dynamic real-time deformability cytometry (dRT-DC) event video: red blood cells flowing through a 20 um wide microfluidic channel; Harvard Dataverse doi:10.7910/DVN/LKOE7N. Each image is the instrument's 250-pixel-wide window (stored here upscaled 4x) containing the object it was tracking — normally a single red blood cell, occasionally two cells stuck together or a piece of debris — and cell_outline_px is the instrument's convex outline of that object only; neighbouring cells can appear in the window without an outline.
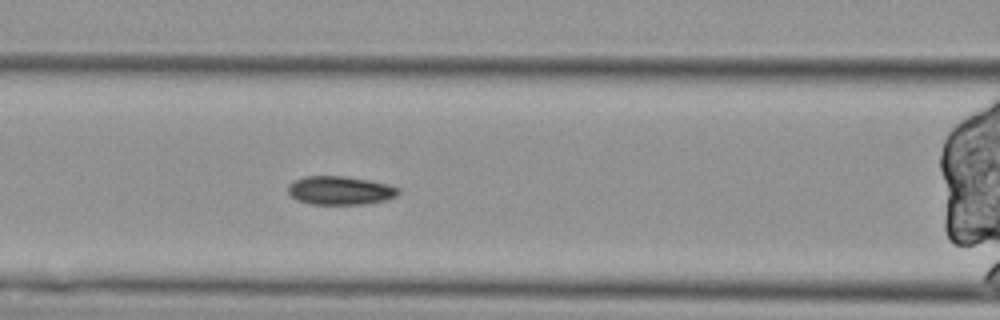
{"species": "Egyptian fruit bat (a non-hibernating species)", "species_latin": "Rousettus aegyptiacus", "temperature_condition": "cold", "stored_images_in_passage": 47, "segment_of_instrument_passage": [3, 3], "camera_frame_rate_fps": 3000, "um_per_image_px": 0.085, "animal": {"sex": "female"}, "frame": {"image": 1, "passage_image": 12, "time_ms": 3.667, "image_size_px": [1000, 320], "cell_outline_px": [[400, 192], [396, 196], [388, 200], [364, 204], [308, 204], [296, 200], [288, 192], [288, 184], [304, 176], [344, 176], [368, 180], [388, 184], [400, 188]], "centroid_in_image_um": [28.92, 16.19], "position_along_channel_um": 137.7, "area_um2": 18.5}}
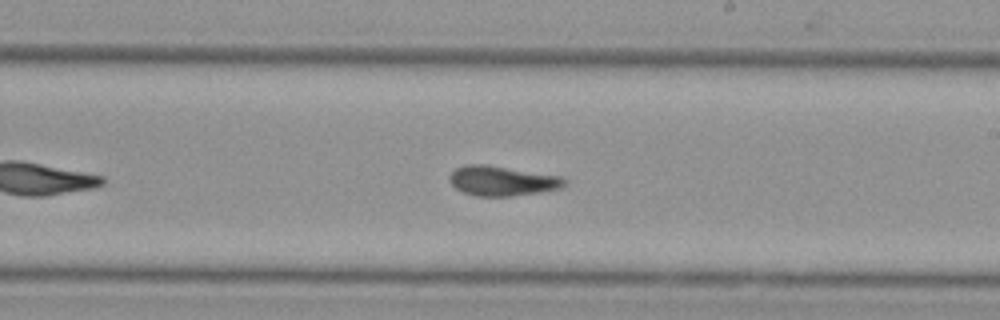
{"frame": {"image": 2, "passage_image": 22, "time_ms": 7.0, "image_size_px": [1000, 320], "cell_outline_px": [[568, 180], [560, 188], [540, 192], [512, 196], [476, 196], [464, 192], [456, 188], [452, 184], [448, 176], [456, 168], [468, 164], [484, 164], [564, 176]], "centroid_in_image_um": [42.71, 15.37], "position_along_channel_um": 246.3, "area_um2": 20.0}}
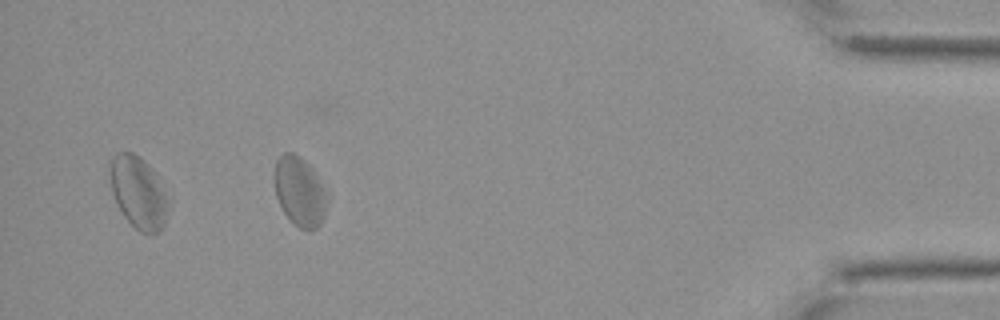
{"frame": {"image": 3, "passage_image": 42, "time_ms": 13.667, "image_size_px": [1000, 320], "cell_outline_px": [[328, 204], [324, 216], [320, 224], [316, 228], [300, 228], [284, 212], [276, 196], [276, 160], [284, 152], [292, 152], [300, 156], [312, 168], [328, 200]], "centroid_in_image_um": [25.48, 16.26], "position_along_channel_um": 409.7, "area_um2": 20.52}}